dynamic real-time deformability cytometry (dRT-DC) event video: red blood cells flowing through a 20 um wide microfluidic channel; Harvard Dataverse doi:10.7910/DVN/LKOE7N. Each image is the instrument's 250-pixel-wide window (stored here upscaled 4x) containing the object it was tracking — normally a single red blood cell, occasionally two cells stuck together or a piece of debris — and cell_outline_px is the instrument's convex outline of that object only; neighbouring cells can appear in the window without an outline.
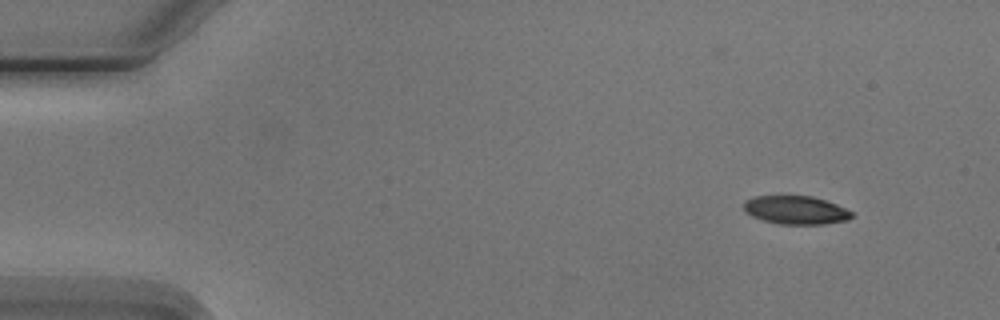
{"species": "Egyptian fruit bat (a non-hibernating species)", "species_latin": "Rousettus aegyptiacus", "temperature_condition": "cold", "stored_images_in_passage": 4, "camera_frame_rate_fps": 3000, "um_per_image_px": 0.085, "animal": {"sex": "male"}, "frame": {"image": 1, "passage_image": 1, "time_ms": 0.0, "image_size_px": [1000, 320], "cell_outline_px": [[856, 212], [848, 220], [824, 224], [780, 224], [764, 220], [752, 216], [744, 208], [744, 200], [756, 196], [812, 196], [836, 204]], "centroid_in_image_um": [67.69, 17.85], "position_along_channel_um": 17.3, "area_um2": 17.8}}
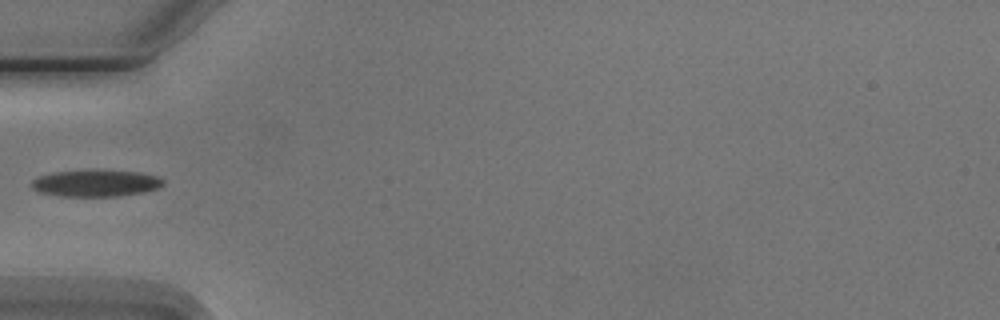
{"frame": {"image": 2, "passage_image": 4, "time_ms": 4.333, "image_size_px": [1000, 320], "cell_outline_px": [[164, 184], [160, 188], [144, 192], [116, 196], [56, 196], [36, 192], [32, 188], [32, 180], [36, 176], [56, 172], [140, 172], [160, 176], [164, 180]], "centroid_in_image_um": [8.14, 15.61], "position_along_channel_um": 76.9, "area_um2": 20.11}}